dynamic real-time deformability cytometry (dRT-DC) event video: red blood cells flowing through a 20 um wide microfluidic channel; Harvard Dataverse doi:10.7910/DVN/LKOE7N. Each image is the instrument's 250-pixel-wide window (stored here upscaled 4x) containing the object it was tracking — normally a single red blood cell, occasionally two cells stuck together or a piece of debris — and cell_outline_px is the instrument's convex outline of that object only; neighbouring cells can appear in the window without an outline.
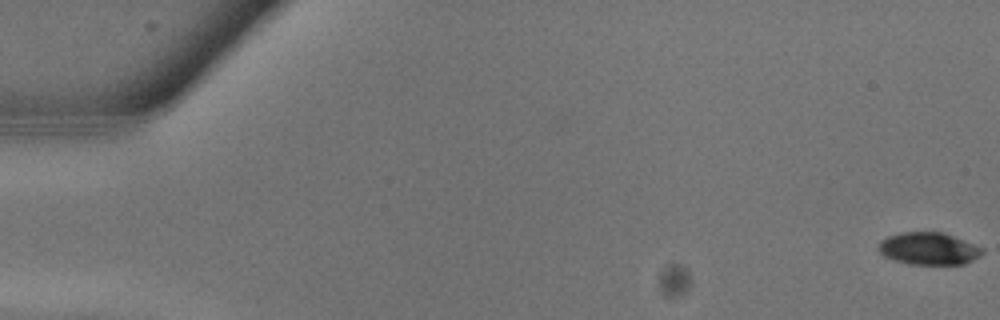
{"species": "common noctule bat (a hibernating species)", "species_latin": "Nyctalus noctula", "temperature_condition": "warm", "stored_images_in_passage": 14, "camera_frame_rate_fps": 3000, "um_per_image_px": 0.085, "animal": {"sex": "male", "body_mass_g": 13.3}, "frame": {"image": 1, "passage_image": 1, "time_ms": 0.0, "image_size_px": [1000, 320], "cell_outline_px": [[984, 252], [980, 256], [964, 264], [908, 264], [892, 260], [884, 256], [876, 248], [880, 240], [888, 236], [900, 232], [944, 232], [984, 248]], "centroid_in_image_um": [78.91, 21.13], "position_along_channel_um": 6.1, "area_um2": 19.77}}
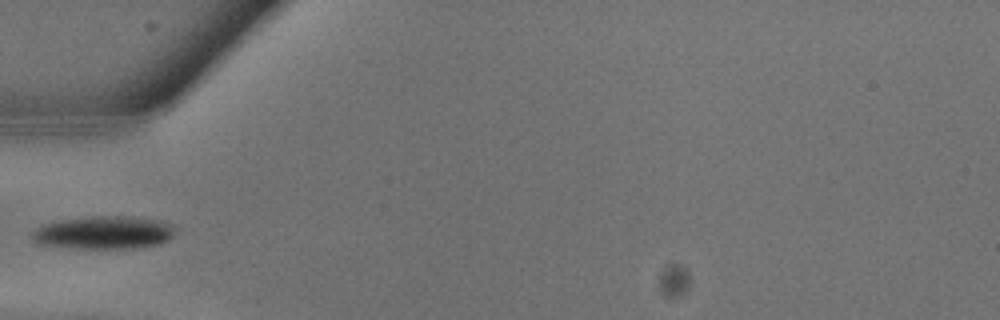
{"frame": {"image": 2, "passage_image": 10, "time_ms": 3.0, "image_size_px": [1000, 320], "cell_outline_px": [[176, 232], [168, 240], [160, 244], [140, 248], [72, 248], [36, 244], [32, 240], [32, 232], [36, 228], [44, 224], [60, 220], [84, 216], [120, 216], [156, 220], [172, 224], [176, 228]], "centroid_in_image_um": [8.81, 19.78], "position_along_channel_um": 76.2, "area_um2": 27.74}}
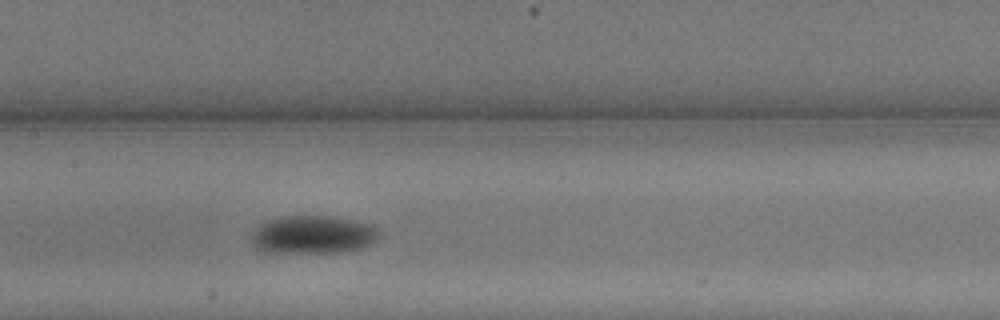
{"frame": {"image": 3, "passage_image": 14, "time_ms": 4.333, "image_size_px": [1000, 320], "cell_outline_px": [[384, 232], [372, 244], [360, 248], [336, 252], [264, 252], [256, 248], [248, 240], [252, 232], [264, 220], [284, 216], [324, 216], [352, 220], [372, 224], [380, 228]], "centroid_in_image_um": [26.6, 19.94], "position_along_channel_um": 180.8, "area_um2": 28.73}}